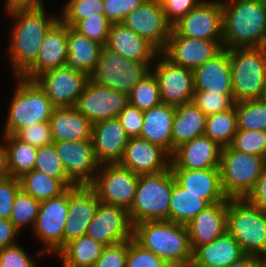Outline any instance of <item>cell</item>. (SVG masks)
<instances>
[{
	"label": "cell",
	"mask_w": 266,
	"mask_h": 267,
	"mask_svg": "<svg viewBox=\"0 0 266 267\" xmlns=\"http://www.w3.org/2000/svg\"><path fill=\"white\" fill-rule=\"evenodd\" d=\"M46 14L44 6L9 13L15 19L7 52L14 77L21 76L36 61L45 34L59 19L58 15Z\"/></svg>",
	"instance_id": "1"
},
{
	"label": "cell",
	"mask_w": 266,
	"mask_h": 267,
	"mask_svg": "<svg viewBox=\"0 0 266 267\" xmlns=\"http://www.w3.org/2000/svg\"><path fill=\"white\" fill-rule=\"evenodd\" d=\"M223 48L262 47L266 31V0H226Z\"/></svg>",
	"instance_id": "2"
},
{
	"label": "cell",
	"mask_w": 266,
	"mask_h": 267,
	"mask_svg": "<svg viewBox=\"0 0 266 267\" xmlns=\"http://www.w3.org/2000/svg\"><path fill=\"white\" fill-rule=\"evenodd\" d=\"M133 238L171 267H190L192 250L188 229L169 220L145 221L134 225Z\"/></svg>",
	"instance_id": "3"
},
{
	"label": "cell",
	"mask_w": 266,
	"mask_h": 267,
	"mask_svg": "<svg viewBox=\"0 0 266 267\" xmlns=\"http://www.w3.org/2000/svg\"><path fill=\"white\" fill-rule=\"evenodd\" d=\"M226 227L244 254L266 258V211L246 198L228 199Z\"/></svg>",
	"instance_id": "4"
},
{
	"label": "cell",
	"mask_w": 266,
	"mask_h": 267,
	"mask_svg": "<svg viewBox=\"0 0 266 267\" xmlns=\"http://www.w3.org/2000/svg\"><path fill=\"white\" fill-rule=\"evenodd\" d=\"M18 84L11 100L4 133L15 135L32 124L49 122L56 108L34 80L16 76Z\"/></svg>",
	"instance_id": "5"
},
{
	"label": "cell",
	"mask_w": 266,
	"mask_h": 267,
	"mask_svg": "<svg viewBox=\"0 0 266 267\" xmlns=\"http://www.w3.org/2000/svg\"><path fill=\"white\" fill-rule=\"evenodd\" d=\"M173 190L170 170L139 175L135 199L128 210L134 226L145 221L169 220V205Z\"/></svg>",
	"instance_id": "6"
},
{
	"label": "cell",
	"mask_w": 266,
	"mask_h": 267,
	"mask_svg": "<svg viewBox=\"0 0 266 267\" xmlns=\"http://www.w3.org/2000/svg\"><path fill=\"white\" fill-rule=\"evenodd\" d=\"M229 52L235 102L261 99L266 73V49L232 48Z\"/></svg>",
	"instance_id": "7"
},
{
	"label": "cell",
	"mask_w": 266,
	"mask_h": 267,
	"mask_svg": "<svg viewBox=\"0 0 266 267\" xmlns=\"http://www.w3.org/2000/svg\"><path fill=\"white\" fill-rule=\"evenodd\" d=\"M266 159L246 154L230 146L221 150L220 173L224 194L228 199L246 198L260 177Z\"/></svg>",
	"instance_id": "8"
},
{
	"label": "cell",
	"mask_w": 266,
	"mask_h": 267,
	"mask_svg": "<svg viewBox=\"0 0 266 267\" xmlns=\"http://www.w3.org/2000/svg\"><path fill=\"white\" fill-rule=\"evenodd\" d=\"M151 63L124 58L103 46L89 79L98 85L129 94L133 87L151 71Z\"/></svg>",
	"instance_id": "9"
},
{
	"label": "cell",
	"mask_w": 266,
	"mask_h": 267,
	"mask_svg": "<svg viewBox=\"0 0 266 267\" xmlns=\"http://www.w3.org/2000/svg\"><path fill=\"white\" fill-rule=\"evenodd\" d=\"M139 175L119 163L101 164L89 185L100 202L129 210L134 202Z\"/></svg>",
	"instance_id": "10"
},
{
	"label": "cell",
	"mask_w": 266,
	"mask_h": 267,
	"mask_svg": "<svg viewBox=\"0 0 266 267\" xmlns=\"http://www.w3.org/2000/svg\"><path fill=\"white\" fill-rule=\"evenodd\" d=\"M222 0H202L195 8L172 25L180 36L223 40Z\"/></svg>",
	"instance_id": "11"
},
{
	"label": "cell",
	"mask_w": 266,
	"mask_h": 267,
	"mask_svg": "<svg viewBox=\"0 0 266 267\" xmlns=\"http://www.w3.org/2000/svg\"><path fill=\"white\" fill-rule=\"evenodd\" d=\"M68 215V190L62 195L41 201L38 218L34 227L35 234L44 244L38 257L56 253L63 247V232Z\"/></svg>",
	"instance_id": "12"
},
{
	"label": "cell",
	"mask_w": 266,
	"mask_h": 267,
	"mask_svg": "<svg viewBox=\"0 0 266 267\" xmlns=\"http://www.w3.org/2000/svg\"><path fill=\"white\" fill-rule=\"evenodd\" d=\"M128 104L127 94L88 79L74 108L94 124L117 118Z\"/></svg>",
	"instance_id": "13"
},
{
	"label": "cell",
	"mask_w": 266,
	"mask_h": 267,
	"mask_svg": "<svg viewBox=\"0 0 266 267\" xmlns=\"http://www.w3.org/2000/svg\"><path fill=\"white\" fill-rule=\"evenodd\" d=\"M155 59V67L151 70L158 80L162 103L176 107L191 102L194 95L193 70L173 64L161 52Z\"/></svg>",
	"instance_id": "14"
},
{
	"label": "cell",
	"mask_w": 266,
	"mask_h": 267,
	"mask_svg": "<svg viewBox=\"0 0 266 267\" xmlns=\"http://www.w3.org/2000/svg\"><path fill=\"white\" fill-rule=\"evenodd\" d=\"M150 42L159 52L167 45L172 25L166 20L161 0H145L122 22Z\"/></svg>",
	"instance_id": "15"
},
{
	"label": "cell",
	"mask_w": 266,
	"mask_h": 267,
	"mask_svg": "<svg viewBox=\"0 0 266 267\" xmlns=\"http://www.w3.org/2000/svg\"><path fill=\"white\" fill-rule=\"evenodd\" d=\"M133 229L127 209L99 202L86 235L109 246L133 238Z\"/></svg>",
	"instance_id": "16"
},
{
	"label": "cell",
	"mask_w": 266,
	"mask_h": 267,
	"mask_svg": "<svg viewBox=\"0 0 266 267\" xmlns=\"http://www.w3.org/2000/svg\"><path fill=\"white\" fill-rule=\"evenodd\" d=\"M89 77L66 66L38 75L34 81L56 108L74 107Z\"/></svg>",
	"instance_id": "17"
},
{
	"label": "cell",
	"mask_w": 266,
	"mask_h": 267,
	"mask_svg": "<svg viewBox=\"0 0 266 267\" xmlns=\"http://www.w3.org/2000/svg\"><path fill=\"white\" fill-rule=\"evenodd\" d=\"M68 177L77 185H90L101 163L91 140L53 142Z\"/></svg>",
	"instance_id": "18"
},
{
	"label": "cell",
	"mask_w": 266,
	"mask_h": 267,
	"mask_svg": "<svg viewBox=\"0 0 266 267\" xmlns=\"http://www.w3.org/2000/svg\"><path fill=\"white\" fill-rule=\"evenodd\" d=\"M223 49V40H203L178 35L173 29L161 52L173 64L192 69L201 66Z\"/></svg>",
	"instance_id": "19"
},
{
	"label": "cell",
	"mask_w": 266,
	"mask_h": 267,
	"mask_svg": "<svg viewBox=\"0 0 266 267\" xmlns=\"http://www.w3.org/2000/svg\"><path fill=\"white\" fill-rule=\"evenodd\" d=\"M99 202L97 194L89 185L68 189V215L63 232V246L86 234Z\"/></svg>",
	"instance_id": "20"
},
{
	"label": "cell",
	"mask_w": 266,
	"mask_h": 267,
	"mask_svg": "<svg viewBox=\"0 0 266 267\" xmlns=\"http://www.w3.org/2000/svg\"><path fill=\"white\" fill-rule=\"evenodd\" d=\"M118 163L137 175L154 174L170 168L171 155L161 146L135 137L129 138Z\"/></svg>",
	"instance_id": "21"
},
{
	"label": "cell",
	"mask_w": 266,
	"mask_h": 267,
	"mask_svg": "<svg viewBox=\"0 0 266 267\" xmlns=\"http://www.w3.org/2000/svg\"><path fill=\"white\" fill-rule=\"evenodd\" d=\"M67 55V25L58 19L45 34L36 61L21 77L34 80L46 71L65 66Z\"/></svg>",
	"instance_id": "22"
},
{
	"label": "cell",
	"mask_w": 266,
	"mask_h": 267,
	"mask_svg": "<svg viewBox=\"0 0 266 267\" xmlns=\"http://www.w3.org/2000/svg\"><path fill=\"white\" fill-rule=\"evenodd\" d=\"M221 150L208 136H198L175 149L171 155L170 169L220 168Z\"/></svg>",
	"instance_id": "23"
},
{
	"label": "cell",
	"mask_w": 266,
	"mask_h": 267,
	"mask_svg": "<svg viewBox=\"0 0 266 267\" xmlns=\"http://www.w3.org/2000/svg\"><path fill=\"white\" fill-rule=\"evenodd\" d=\"M194 91L234 95L230 52L223 48L217 55L193 70Z\"/></svg>",
	"instance_id": "24"
},
{
	"label": "cell",
	"mask_w": 266,
	"mask_h": 267,
	"mask_svg": "<svg viewBox=\"0 0 266 267\" xmlns=\"http://www.w3.org/2000/svg\"><path fill=\"white\" fill-rule=\"evenodd\" d=\"M129 137L118 118L93 124L91 141L95 156L101 164L118 163L124 154Z\"/></svg>",
	"instance_id": "25"
},
{
	"label": "cell",
	"mask_w": 266,
	"mask_h": 267,
	"mask_svg": "<svg viewBox=\"0 0 266 267\" xmlns=\"http://www.w3.org/2000/svg\"><path fill=\"white\" fill-rule=\"evenodd\" d=\"M186 226L192 252L198 246L213 242L227 231V200L210 204Z\"/></svg>",
	"instance_id": "26"
},
{
	"label": "cell",
	"mask_w": 266,
	"mask_h": 267,
	"mask_svg": "<svg viewBox=\"0 0 266 267\" xmlns=\"http://www.w3.org/2000/svg\"><path fill=\"white\" fill-rule=\"evenodd\" d=\"M106 47L124 58L142 63L153 64L160 53L150 42L122 22L112 23Z\"/></svg>",
	"instance_id": "27"
},
{
	"label": "cell",
	"mask_w": 266,
	"mask_h": 267,
	"mask_svg": "<svg viewBox=\"0 0 266 267\" xmlns=\"http://www.w3.org/2000/svg\"><path fill=\"white\" fill-rule=\"evenodd\" d=\"M170 170L179 186L187 192L202 195L209 204L228 200L222 189L220 168Z\"/></svg>",
	"instance_id": "28"
},
{
	"label": "cell",
	"mask_w": 266,
	"mask_h": 267,
	"mask_svg": "<svg viewBox=\"0 0 266 267\" xmlns=\"http://www.w3.org/2000/svg\"><path fill=\"white\" fill-rule=\"evenodd\" d=\"M245 254L227 231L213 242L198 246L192 252L190 267H228Z\"/></svg>",
	"instance_id": "29"
},
{
	"label": "cell",
	"mask_w": 266,
	"mask_h": 267,
	"mask_svg": "<svg viewBox=\"0 0 266 267\" xmlns=\"http://www.w3.org/2000/svg\"><path fill=\"white\" fill-rule=\"evenodd\" d=\"M49 122L54 142L91 140L93 124L74 107L55 108Z\"/></svg>",
	"instance_id": "30"
},
{
	"label": "cell",
	"mask_w": 266,
	"mask_h": 267,
	"mask_svg": "<svg viewBox=\"0 0 266 267\" xmlns=\"http://www.w3.org/2000/svg\"><path fill=\"white\" fill-rule=\"evenodd\" d=\"M175 107L160 104L143 111V125L139 138L161 146L172 155V125Z\"/></svg>",
	"instance_id": "31"
},
{
	"label": "cell",
	"mask_w": 266,
	"mask_h": 267,
	"mask_svg": "<svg viewBox=\"0 0 266 267\" xmlns=\"http://www.w3.org/2000/svg\"><path fill=\"white\" fill-rule=\"evenodd\" d=\"M102 47L99 43L80 34L73 27L67 26L68 55L65 66L89 77L95 69Z\"/></svg>",
	"instance_id": "32"
},
{
	"label": "cell",
	"mask_w": 266,
	"mask_h": 267,
	"mask_svg": "<svg viewBox=\"0 0 266 267\" xmlns=\"http://www.w3.org/2000/svg\"><path fill=\"white\" fill-rule=\"evenodd\" d=\"M206 117L207 115L193 101L175 107L172 125V154L183 143L204 135Z\"/></svg>",
	"instance_id": "33"
},
{
	"label": "cell",
	"mask_w": 266,
	"mask_h": 267,
	"mask_svg": "<svg viewBox=\"0 0 266 267\" xmlns=\"http://www.w3.org/2000/svg\"><path fill=\"white\" fill-rule=\"evenodd\" d=\"M104 247L85 234L66 243L57 254L63 267H93Z\"/></svg>",
	"instance_id": "34"
},
{
	"label": "cell",
	"mask_w": 266,
	"mask_h": 267,
	"mask_svg": "<svg viewBox=\"0 0 266 267\" xmlns=\"http://www.w3.org/2000/svg\"><path fill=\"white\" fill-rule=\"evenodd\" d=\"M210 204L202 195L187 192L179 186L173 176V190L169 205V221L187 225L195 216Z\"/></svg>",
	"instance_id": "35"
},
{
	"label": "cell",
	"mask_w": 266,
	"mask_h": 267,
	"mask_svg": "<svg viewBox=\"0 0 266 267\" xmlns=\"http://www.w3.org/2000/svg\"><path fill=\"white\" fill-rule=\"evenodd\" d=\"M3 143L8 149V168L10 177L20 178L32 171L35 166L38 148L18 140L14 135H3Z\"/></svg>",
	"instance_id": "36"
},
{
	"label": "cell",
	"mask_w": 266,
	"mask_h": 267,
	"mask_svg": "<svg viewBox=\"0 0 266 267\" xmlns=\"http://www.w3.org/2000/svg\"><path fill=\"white\" fill-rule=\"evenodd\" d=\"M19 180L21 189L40 202L58 197L69 189L61 180L37 170L24 174Z\"/></svg>",
	"instance_id": "37"
},
{
	"label": "cell",
	"mask_w": 266,
	"mask_h": 267,
	"mask_svg": "<svg viewBox=\"0 0 266 267\" xmlns=\"http://www.w3.org/2000/svg\"><path fill=\"white\" fill-rule=\"evenodd\" d=\"M237 130L235 107L206 117L204 135L216 142L221 148L231 145Z\"/></svg>",
	"instance_id": "38"
},
{
	"label": "cell",
	"mask_w": 266,
	"mask_h": 267,
	"mask_svg": "<svg viewBox=\"0 0 266 267\" xmlns=\"http://www.w3.org/2000/svg\"><path fill=\"white\" fill-rule=\"evenodd\" d=\"M128 102L141 111L162 104L159 83L152 70L133 87Z\"/></svg>",
	"instance_id": "39"
},
{
	"label": "cell",
	"mask_w": 266,
	"mask_h": 267,
	"mask_svg": "<svg viewBox=\"0 0 266 267\" xmlns=\"http://www.w3.org/2000/svg\"><path fill=\"white\" fill-rule=\"evenodd\" d=\"M237 128L266 131V101L262 99L235 103Z\"/></svg>",
	"instance_id": "40"
},
{
	"label": "cell",
	"mask_w": 266,
	"mask_h": 267,
	"mask_svg": "<svg viewBox=\"0 0 266 267\" xmlns=\"http://www.w3.org/2000/svg\"><path fill=\"white\" fill-rule=\"evenodd\" d=\"M33 170L61 180L68 188L77 186L67 175L53 143L38 147Z\"/></svg>",
	"instance_id": "41"
},
{
	"label": "cell",
	"mask_w": 266,
	"mask_h": 267,
	"mask_svg": "<svg viewBox=\"0 0 266 267\" xmlns=\"http://www.w3.org/2000/svg\"><path fill=\"white\" fill-rule=\"evenodd\" d=\"M40 203V201L25 193L22 189L17 192L10 220L19 232L27 224L32 225L33 231L38 218Z\"/></svg>",
	"instance_id": "42"
},
{
	"label": "cell",
	"mask_w": 266,
	"mask_h": 267,
	"mask_svg": "<svg viewBox=\"0 0 266 267\" xmlns=\"http://www.w3.org/2000/svg\"><path fill=\"white\" fill-rule=\"evenodd\" d=\"M59 19L73 27L79 20L104 14L103 0H69L62 8Z\"/></svg>",
	"instance_id": "43"
},
{
	"label": "cell",
	"mask_w": 266,
	"mask_h": 267,
	"mask_svg": "<svg viewBox=\"0 0 266 267\" xmlns=\"http://www.w3.org/2000/svg\"><path fill=\"white\" fill-rule=\"evenodd\" d=\"M230 147L266 159V131L238 129Z\"/></svg>",
	"instance_id": "44"
},
{
	"label": "cell",
	"mask_w": 266,
	"mask_h": 267,
	"mask_svg": "<svg viewBox=\"0 0 266 267\" xmlns=\"http://www.w3.org/2000/svg\"><path fill=\"white\" fill-rule=\"evenodd\" d=\"M111 25L112 22L104 14H97L96 16L79 20L73 28L90 40L106 46Z\"/></svg>",
	"instance_id": "45"
},
{
	"label": "cell",
	"mask_w": 266,
	"mask_h": 267,
	"mask_svg": "<svg viewBox=\"0 0 266 267\" xmlns=\"http://www.w3.org/2000/svg\"><path fill=\"white\" fill-rule=\"evenodd\" d=\"M192 101L207 116L232 109L236 103L234 95L214 94L203 91H194Z\"/></svg>",
	"instance_id": "46"
},
{
	"label": "cell",
	"mask_w": 266,
	"mask_h": 267,
	"mask_svg": "<svg viewBox=\"0 0 266 267\" xmlns=\"http://www.w3.org/2000/svg\"><path fill=\"white\" fill-rule=\"evenodd\" d=\"M126 267H171L152 251L144 248L134 238L127 240Z\"/></svg>",
	"instance_id": "47"
},
{
	"label": "cell",
	"mask_w": 266,
	"mask_h": 267,
	"mask_svg": "<svg viewBox=\"0 0 266 267\" xmlns=\"http://www.w3.org/2000/svg\"><path fill=\"white\" fill-rule=\"evenodd\" d=\"M14 136L18 140L37 148L54 142L50 122L32 124L27 128L19 130Z\"/></svg>",
	"instance_id": "48"
},
{
	"label": "cell",
	"mask_w": 266,
	"mask_h": 267,
	"mask_svg": "<svg viewBox=\"0 0 266 267\" xmlns=\"http://www.w3.org/2000/svg\"><path fill=\"white\" fill-rule=\"evenodd\" d=\"M127 240L105 246L93 267H126Z\"/></svg>",
	"instance_id": "49"
},
{
	"label": "cell",
	"mask_w": 266,
	"mask_h": 267,
	"mask_svg": "<svg viewBox=\"0 0 266 267\" xmlns=\"http://www.w3.org/2000/svg\"><path fill=\"white\" fill-rule=\"evenodd\" d=\"M145 0H103L104 15L112 23H121L126 16Z\"/></svg>",
	"instance_id": "50"
},
{
	"label": "cell",
	"mask_w": 266,
	"mask_h": 267,
	"mask_svg": "<svg viewBox=\"0 0 266 267\" xmlns=\"http://www.w3.org/2000/svg\"><path fill=\"white\" fill-rule=\"evenodd\" d=\"M20 189L18 178L8 177L0 180V218L10 219L15 195Z\"/></svg>",
	"instance_id": "51"
},
{
	"label": "cell",
	"mask_w": 266,
	"mask_h": 267,
	"mask_svg": "<svg viewBox=\"0 0 266 267\" xmlns=\"http://www.w3.org/2000/svg\"><path fill=\"white\" fill-rule=\"evenodd\" d=\"M19 243L5 247L0 251V267H37Z\"/></svg>",
	"instance_id": "52"
},
{
	"label": "cell",
	"mask_w": 266,
	"mask_h": 267,
	"mask_svg": "<svg viewBox=\"0 0 266 267\" xmlns=\"http://www.w3.org/2000/svg\"><path fill=\"white\" fill-rule=\"evenodd\" d=\"M117 118L129 138L140 137L143 125V111L128 104Z\"/></svg>",
	"instance_id": "53"
},
{
	"label": "cell",
	"mask_w": 266,
	"mask_h": 267,
	"mask_svg": "<svg viewBox=\"0 0 266 267\" xmlns=\"http://www.w3.org/2000/svg\"><path fill=\"white\" fill-rule=\"evenodd\" d=\"M202 0H161L166 20L173 25Z\"/></svg>",
	"instance_id": "54"
},
{
	"label": "cell",
	"mask_w": 266,
	"mask_h": 267,
	"mask_svg": "<svg viewBox=\"0 0 266 267\" xmlns=\"http://www.w3.org/2000/svg\"><path fill=\"white\" fill-rule=\"evenodd\" d=\"M246 199L259 209L266 211V164L253 190L247 195Z\"/></svg>",
	"instance_id": "55"
},
{
	"label": "cell",
	"mask_w": 266,
	"mask_h": 267,
	"mask_svg": "<svg viewBox=\"0 0 266 267\" xmlns=\"http://www.w3.org/2000/svg\"><path fill=\"white\" fill-rule=\"evenodd\" d=\"M19 235V231L15 228L10 219L0 218V251L5 247L16 244L15 238Z\"/></svg>",
	"instance_id": "56"
},
{
	"label": "cell",
	"mask_w": 266,
	"mask_h": 267,
	"mask_svg": "<svg viewBox=\"0 0 266 267\" xmlns=\"http://www.w3.org/2000/svg\"><path fill=\"white\" fill-rule=\"evenodd\" d=\"M5 12L7 14L18 10H33L44 6L43 0H6Z\"/></svg>",
	"instance_id": "57"
},
{
	"label": "cell",
	"mask_w": 266,
	"mask_h": 267,
	"mask_svg": "<svg viewBox=\"0 0 266 267\" xmlns=\"http://www.w3.org/2000/svg\"><path fill=\"white\" fill-rule=\"evenodd\" d=\"M228 267H265L264 258L245 254L238 261L233 262Z\"/></svg>",
	"instance_id": "58"
},
{
	"label": "cell",
	"mask_w": 266,
	"mask_h": 267,
	"mask_svg": "<svg viewBox=\"0 0 266 267\" xmlns=\"http://www.w3.org/2000/svg\"><path fill=\"white\" fill-rule=\"evenodd\" d=\"M10 177L6 142L0 146V180Z\"/></svg>",
	"instance_id": "59"
},
{
	"label": "cell",
	"mask_w": 266,
	"mask_h": 267,
	"mask_svg": "<svg viewBox=\"0 0 266 267\" xmlns=\"http://www.w3.org/2000/svg\"><path fill=\"white\" fill-rule=\"evenodd\" d=\"M261 99L266 101V73H265V78L263 82V90H262Z\"/></svg>",
	"instance_id": "60"
},
{
	"label": "cell",
	"mask_w": 266,
	"mask_h": 267,
	"mask_svg": "<svg viewBox=\"0 0 266 267\" xmlns=\"http://www.w3.org/2000/svg\"><path fill=\"white\" fill-rule=\"evenodd\" d=\"M262 47L266 49V31H265V36H264V39H263Z\"/></svg>",
	"instance_id": "61"
}]
</instances>
